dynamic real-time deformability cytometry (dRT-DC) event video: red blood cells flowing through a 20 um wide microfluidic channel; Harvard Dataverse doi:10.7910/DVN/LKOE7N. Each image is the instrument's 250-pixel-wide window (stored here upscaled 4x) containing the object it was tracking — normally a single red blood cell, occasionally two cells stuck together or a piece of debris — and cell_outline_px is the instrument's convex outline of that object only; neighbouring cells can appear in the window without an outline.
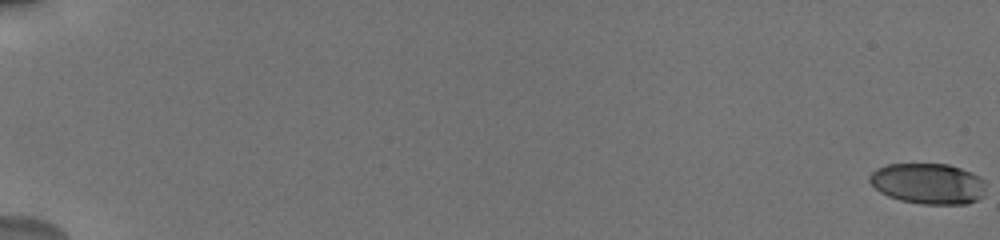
{"species": "human", "species_latin": "Homo sapiens", "temperature_condition": "cold", "stored_images_in_passage": 61, "camera_frame_rate_fps": 3000, "um_per_image_px": 0.085, "donor": {"sex": "male"}, "frame": {"image": 1, "passage_image": 1, "time_ms": 0.0, "image_size_px": [1000, 240], "cell_outline_px": [[984, 196], [968, 204], [920, 204], [900, 200], [888, 196], [880, 192], [868, 180], [868, 176], [876, 168], [888, 164], [948, 164], [960, 168], [980, 176], [984, 180]], "centroid_in_image_um": [78.89, 15.61], "position_along_channel_um": 6.1, "area_um2": 27.74}}
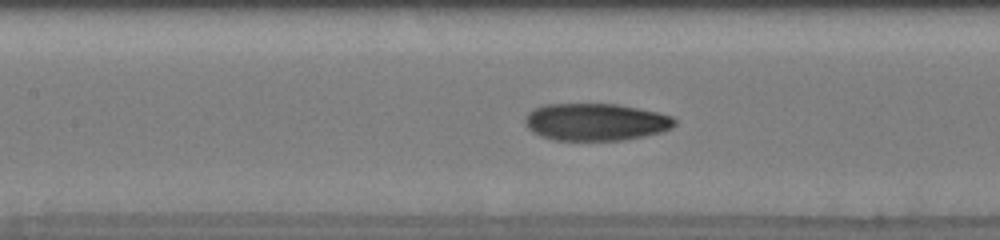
{"frame": {"image": 2, "passage_image": 31, "time_ms": 9.667, "image_size_px": [1000, 240], "cell_outline_px": [[676, 124], [672, 128], [660, 132], [644, 136], [620, 140], [552, 140], [540, 136], [532, 132], [528, 128], [524, 120], [528, 112], [544, 104], [616, 104], [656, 112], [672, 116], [676, 120]], "centroid_in_image_um": [50.61, 10.37], "position_along_channel_um": 156.8, "area_um2": 32.43}}
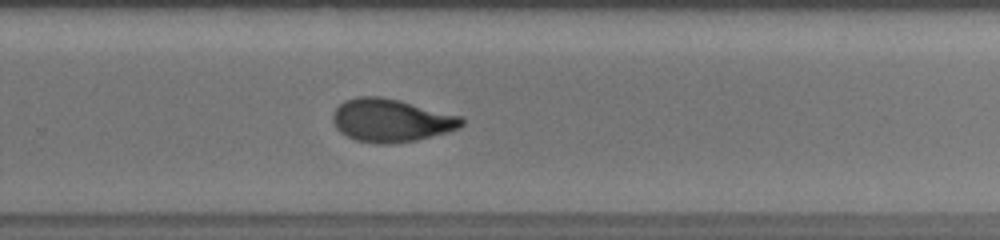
{"frame": {"image": 3, "passage_image": 43, "time_ms": 13.333, "image_size_px": [1000, 240], "cell_outline_px": [[464, 124], [460, 128], [448, 132], [416, 140], [388, 144], [376, 144], [356, 140], [340, 132], [336, 128], [332, 120], [332, 112], [344, 100], [356, 96], [380, 96], [400, 100], [460, 116], [464, 120]], "centroid_in_image_um": [33.22, 10.23], "position_along_channel_um": 296.6, "area_um2": 32.43}, "authors_computed_cell_mechanics": {"area_um2": 31.212, "velocity_mm_per_s": 3.8289, "shape_relaxation_time_tau1_ms": 6.2612, "shape_relaxation_time_tau2_ms": 1.5709, "deformation_change_tau1": 0.2056, "deformation_change_tau2": 0.0738}}